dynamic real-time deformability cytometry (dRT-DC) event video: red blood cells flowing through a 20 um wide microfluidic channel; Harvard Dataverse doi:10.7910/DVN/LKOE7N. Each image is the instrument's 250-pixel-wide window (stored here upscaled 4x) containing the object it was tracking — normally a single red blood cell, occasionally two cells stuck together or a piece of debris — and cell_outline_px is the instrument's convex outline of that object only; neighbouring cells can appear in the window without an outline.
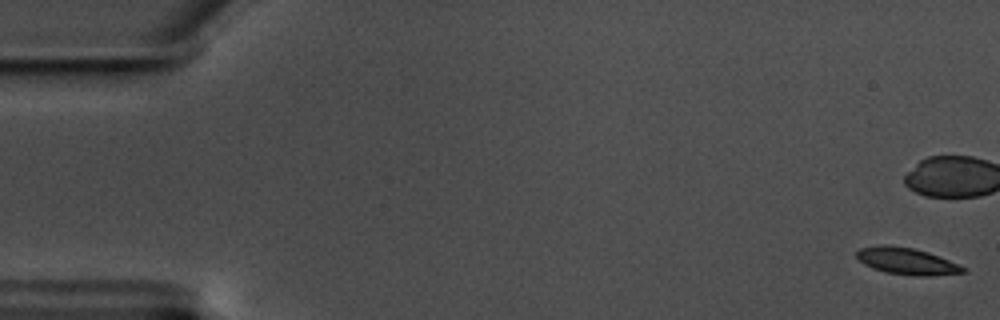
{"species": "common noctule bat (a hibernating species)", "species_latin": "Nyctalus noctula", "temperature_condition": "warm", "stored_images_in_passage": 17, "camera_frame_rate_fps": 3000, "um_per_image_px": 0.085, "animal": {"sex": "male", "body_mass_g": 17.5, "forearm_length_mm": 52.3}, "frame": {"image": 1, "passage_image": 1, "time_ms": 0.0, "image_size_px": [1000, 320], "cell_outline_px": [[968, 272], [928, 276], [916, 276], [884, 272], [872, 268], [864, 264], [856, 256], [856, 252], [860, 248], [880, 244], [888, 244], [912, 248], [928, 252], [948, 260], [964, 268]], "centroid_in_image_um": [77.03, 22.19], "position_along_channel_um": 8.0, "area_um2": 16.53}}